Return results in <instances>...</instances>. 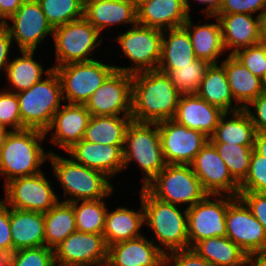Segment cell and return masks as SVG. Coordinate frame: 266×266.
Segmentation results:
<instances>
[{"mask_svg": "<svg viewBox=\"0 0 266 266\" xmlns=\"http://www.w3.org/2000/svg\"><path fill=\"white\" fill-rule=\"evenodd\" d=\"M208 195L239 196V183L231 176L215 146L208 141L190 164ZM223 191V193H222ZM228 193V194H227Z\"/></svg>", "mask_w": 266, "mask_h": 266, "instance_id": "obj_17", "label": "cell"}, {"mask_svg": "<svg viewBox=\"0 0 266 266\" xmlns=\"http://www.w3.org/2000/svg\"><path fill=\"white\" fill-rule=\"evenodd\" d=\"M123 148L124 145L96 144L82 139L66 152L74 162L113 177L124 169Z\"/></svg>", "mask_w": 266, "mask_h": 266, "instance_id": "obj_20", "label": "cell"}, {"mask_svg": "<svg viewBox=\"0 0 266 266\" xmlns=\"http://www.w3.org/2000/svg\"><path fill=\"white\" fill-rule=\"evenodd\" d=\"M9 19L12 20L11 27L8 22L4 25L20 51H36L41 40L54 31L37 0H25Z\"/></svg>", "mask_w": 266, "mask_h": 266, "instance_id": "obj_18", "label": "cell"}, {"mask_svg": "<svg viewBox=\"0 0 266 266\" xmlns=\"http://www.w3.org/2000/svg\"><path fill=\"white\" fill-rule=\"evenodd\" d=\"M153 126V127H152ZM154 128V129H153ZM124 169L136 161L141 167L143 188L166 166L157 123L131 121L123 148Z\"/></svg>", "mask_w": 266, "mask_h": 266, "instance_id": "obj_6", "label": "cell"}, {"mask_svg": "<svg viewBox=\"0 0 266 266\" xmlns=\"http://www.w3.org/2000/svg\"><path fill=\"white\" fill-rule=\"evenodd\" d=\"M254 150L266 158V132L256 133Z\"/></svg>", "mask_w": 266, "mask_h": 266, "instance_id": "obj_54", "label": "cell"}, {"mask_svg": "<svg viewBox=\"0 0 266 266\" xmlns=\"http://www.w3.org/2000/svg\"><path fill=\"white\" fill-rule=\"evenodd\" d=\"M11 35L4 24H0V71L1 68L6 70L9 64V50L12 43Z\"/></svg>", "mask_w": 266, "mask_h": 266, "instance_id": "obj_50", "label": "cell"}, {"mask_svg": "<svg viewBox=\"0 0 266 266\" xmlns=\"http://www.w3.org/2000/svg\"><path fill=\"white\" fill-rule=\"evenodd\" d=\"M144 222L167 252L189 248L187 208L181 212L176 205L155 198L145 187L140 191Z\"/></svg>", "mask_w": 266, "mask_h": 266, "instance_id": "obj_4", "label": "cell"}, {"mask_svg": "<svg viewBox=\"0 0 266 266\" xmlns=\"http://www.w3.org/2000/svg\"><path fill=\"white\" fill-rule=\"evenodd\" d=\"M131 1L138 4L141 0H131Z\"/></svg>", "mask_w": 266, "mask_h": 266, "instance_id": "obj_59", "label": "cell"}, {"mask_svg": "<svg viewBox=\"0 0 266 266\" xmlns=\"http://www.w3.org/2000/svg\"><path fill=\"white\" fill-rule=\"evenodd\" d=\"M230 114L233 118L226 121L224 119L229 113L226 112L222 115L209 141L254 146L256 130L245 109L230 112Z\"/></svg>", "mask_w": 266, "mask_h": 266, "instance_id": "obj_32", "label": "cell"}, {"mask_svg": "<svg viewBox=\"0 0 266 266\" xmlns=\"http://www.w3.org/2000/svg\"><path fill=\"white\" fill-rule=\"evenodd\" d=\"M10 130H7L5 127L0 125V154H1V150L3 148L4 145V140L7 136V134L9 133Z\"/></svg>", "mask_w": 266, "mask_h": 266, "instance_id": "obj_57", "label": "cell"}, {"mask_svg": "<svg viewBox=\"0 0 266 266\" xmlns=\"http://www.w3.org/2000/svg\"><path fill=\"white\" fill-rule=\"evenodd\" d=\"M131 121V116H91L83 139L96 144L124 145Z\"/></svg>", "mask_w": 266, "mask_h": 266, "instance_id": "obj_34", "label": "cell"}, {"mask_svg": "<svg viewBox=\"0 0 266 266\" xmlns=\"http://www.w3.org/2000/svg\"><path fill=\"white\" fill-rule=\"evenodd\" d=\"M259 37L261 43L266 44V10L259 15Z\"/></svg>", "mask_w": 266, "mask_h": 266, "instance_id": "obj_55", "label": "cell"}, {"mask_svg": "<svg viewBox=\"0 0 266 266\" xmlns=\"http://www.w3.org/2000/svg\"><path fill=\"white\" fill-rule=\"evenodd\" d=\"M47 78L17 93L23 129L46 132L61 107L62 85L55 69H46Z\"/></svg>", "mask_w": 266, "mask_h": 266, "instance_id": "obj_3", "label": "cell"}, {"mask_svg": "<svg viewBox=\"0 0 266 266\" xmlns=\"http://www.w3.org/2000/svg\"><path fill=\"white\" fill-rule=\"evenodd\" d=\"M166 264L168 266H213L206 259L199 256L192 248L171 251L169 254L166 253Z\"/></svg>", "mask_w": 266, "mask_h": 266, "instance_id": "obj_46", "label": "cell"}, {"mask_svg": "<svg viewBox=\"0 0 266 266\" xmlns=\"http://www.w3.org/2000/svg\"><path fill=\"white\" fill-rule=\"evenodd\" d=\"M52 28L84 17V0H37Z\"/></svg>", "mask_w": 266, "mask_h": 266, "instance_id": "obj_40", "label": "cell"}, {"mask_svg": "<svg viewBox=\"0 0 266 266\" xmlns=\"http://www.w3.org/2000/svg\"><path fill=\"white\" fill-rule=\"evenodd\" d=\"M49 159L54 174L63 186L64 196H71L63 202L98 200L109 196L113 185L103 172L91 169L74 162L71 158H64L50 151Z\"/></svg>", "mask_w": 266, "mask_h": 266, "instance_id": "obj_5", "label": "cell"}, {"mask_svg": "<svg viewBox=\"0 0 266 266\" xmlns=\"http://www.w3.org/2000/svg\"><path fill=\"white\" fill-rule=\"evenodd\" d=\"M45 217V246L55 249L66 237L77 230L73 205L69 202L56 203Z\"/></svg>", "mask_w": 266, "mask_h": 266, "instance_id": "obj_35", "label": "cell"}, {"mask_svg": "<svg viewBox=\"0 0 266 266\" xmlns=\"http://www.w3.org/2000/svg\"><path fill=\"white\" fill-rule=\"evenodd\" d=\"M205 60L196 59L189 65L174 70H160L169 76L171 83L181 94L197 93L209 67Z\"/></svg>", "mask_w": 266, "mask_h": 266, "instance_id": "obj_39", "label": "cell"}, {"mask_svg": "<svg viewBox=\"0 0 266 266\" xmlns=\"http://www.w3.org/2000/svg\"><path fill=\"white\" fill-rule=\"evenodd\" d=\"M58 73L63 100L70 104H86L94 91L116 70L97 60L53 66ZM65 94V95H64Z\"/></svg>", "mask_w": 266, "mask_h": 266, "instance_id": "obj_8", "label": "cell"}, {"mask_svg": "<svg viewBox=\"0 0 266 266\" xmlns=\"http://www.w3.org/2000/svg\"><path fill=\"white\" fill-rule=\"evenodd\" d=\"M207 17L216 18L217 23L193 26L189 17L182 27L188 32L196 58L217 64V57L225 52L221 25L214 15Z\"/></svg>", "mask_w": 266, "mask_h": 266, "instance_id": "obj_27", "label": "cell"}, {"mask_svg": "<svg viewBox=\"0 0 266 266\" xmlns=\"http://www.w3.org/2000/svg\"><path fill=\"white\" fill-rule=\"evenodd\" d=\"M0 250L13 253V243L10 227V209L7 203L0 201Z\"/></svg>", "mask_w": 266, "mask_h": 266, "instance_id": "obj_49", "label": "cell"}, {"mask_svg": "<svg viewBox=\"0 0 266 266\" xmlns=\"http://www.w3.org/2000/svg\"><path fill=\"white\" fill-rule=\"evenodd\" d=\"M117 40L135 67H115L129 74L155 70L161 60L163 30L143 25H132L130 30L118 35Z\"/></svg>", "mask_w": 266, "mask_h": 266, "instance_id": "obj_10", "label": "cell"}, {"mask_svg": "<svg viewBox=\"0 0 266 266\" xmlns=\"http://www.w3.org/2000/svg\"><path fill=\"white\" fill-rule=\"evenodd\" d=\"M91 116H131L132 74L115 70L85 104Z\"/></svg>", "mask_w": 266, "mask_h": 266, "instance_id": "obj_12", "label": "cell"}, {"mask_svg": "<svg viewBox=\"0 0 266 266\" xmlns=\"http://www.w3.org/2000/svg\"><path fill=\"white\" fill-rule=\"evenodd\" d=\"M262 89H263V92L266 93V73L264 77L262 78Z\"/></svg>", "mask_w": 266, "mask_h": 266, "instance_id": "obj_58", "label": "cell"}, {"mask_svg": "<svg viewBox=\"0 0 266 266\" xmlns=\"http://www.w3.org/2000/svg\"><path fill=\"white\" fill-rule=\"evenodd\" d=\"M90 118L91 114L84 104H63L62 109L59 108L54 114L45 133L55 129L52 131V142L66 151L84 138Z\"/></svg>", "mask_w": 266, "mask_h": 266, "instance_id": "obj_23", "label": "cell"}, {"mask_svg": "<svg viewBox=\"0 0 266 266\" xmlns=\"http://www.w3.org/2000/svg\"><path fill=\"white\" fill-rule=\"evenodd\" d=\"M25 0H0V24L7 22ZM3 19V20H1Z\"/></svg>", "mask_w": 266, "mask_h": 266, "instance_id": "obj_51", "label": "cell"}, {"mask_svg": "<svg viewBox=\"0 0 266 266\" xmlns=\"http://www.w3.org/2000/svg\"><path fill=\"white\" fill-rule=\"evenodd\" d=\"M181 93L169 76L158 70L132 74V111L136 122L158 123L173 119Z\"/></svg>", "mask_w": 266, "mask_h": 266, "instance_id": "obj_1", "label": "cell"}, {"mask_svg": "<svg viewBox=\"0 0 266 266\" xmlns=\"http://www.w3.org/2000/svg\"><path fill=\"white\" fill-rule=\"evenodd\" d=\"M226 237L246 254L266 253V232L246 204L236 197L227 207Z\"/></svg>", "mask_w": 266, "mask_h": 266, "instance_id": "obj_16", "label": "cell"}, {"mask_svg": "<svg viewBox=\"0 0 266 266\" xmlns=\"http://www.w3.org/2000/svg\"><path fill=\"white\" fill-rule=\"evenodd\" d=\"M245 265L246 266H266V253L246 254V257L244 260V266Z\"/></svg>", "mask_w": 266, "mask_h": 266, "instance_id": "obj_52", "label": "cell"}, {"mask_svg": "<svg viewBox=\"0 0 266 266\" xmlns=\"http://www.w3.org/2000/svg\"><path fill=\"white\" fill-rule=\"evenodd\" d=\"M166 164L190 165L209 138L200 131L188 129L175 120L157 123Z\"/></svg>", "mask_w": 266, "mask_h": 266, "instance_id": "obj_14", "label": "cell"}, {"mask_svg": "<svg viewBox=\"0 0 266 266\" xmlns=\"http://www.w3.org/2000/svg\"><path fill=\"white\" fill-rule=\"evenodd\" d=\"M261 15L266 10V0H222L215 14L244 13L253 15L256 11Z\"/></svg>", "mask_w": 266, "mask_h": 266, "instance_id": "obj_45", "label": "cell"}, {"mask_svg": "<svg viewBox=\"0 0 266 266\" xmlns=\"http://www.w3.org/2000/svg\"><path fill=\"white\" fill-rule=\"evenodd\" d=\"M5 190L4 201L8 207L14 209L46 213L59 202L42 171L9 181L5 185Z\"/></svg>", "mask_w": 266, "mask_h": 266, "instance_id": "obj_13", "label": "cell"}, {"mask_svg": "<svg viewBox=\"0 0 266 266\" xmlns=\"http://www.w3.org/2000/svg\"><path fill=\"white\" fill-rule=\"evenodd\" d=\"M238 197L251 210L253 216L261 223L266 232V194L239 192Z\"/></svg>", "mask_w": 266, "mask_h": 266, "instance_id": "obj_47", "label": "cell"}, {"mask_svg": "<svg viewBox=\"0 0 266 266\" xmlns=\"http://www.w3.org/2000/svg\"><path fill=\"white\" fill-rule=\"evenodd\" d=\"M145 188L155 198L174 205L187 203V208L208 195L190 165L166 164Z\"/></svg>", "mask_w": 266, "mask_h": 266, "instance_id": "obj_7", "label": "cell"}, {"mask_svg": "<svg viewBox=\"0 0 266 266\" xmlns=\"http://www.w3.org/2000/svg\"><path fill=\"white\" fill-rule=\"evenodd\" d=\"M10 253L0 250V266H9Z\"/></svg>", "mask_w": 266, "mask_h": 266, "instance_id": "obj_56", "label": "cell"}, {"mask_svg": "<svg viewBox=\"0 0 266 266\" xmlns=\"http://www.w3.org/2000/svg\"><path fill=\"white\" fill-rule=\"evenodd\" d=\"M0 125L6 129L11 126L13 131L22 130L17 93L11 90L0 92Z\"/></svg>", "mask_w": 266, "mask_h": 266, "instance_id": "obj_43", "label": "cell"}, {"mask_svg": "<svg viewBox=\"0 0 266 266\" xmlns=\"http://www.w3.org/2000/svg\"><path fill=\"white\" fill-rule=\"evenodd\" d=\"M239 192L266 194V158L255 150L252 152L248 174L239 184Z\"/></svg>", "mask_w": 266, "mask_h": 266, "instance_id": "obj_42", "label": "cell"}, {"mask_svg": "<svg viewBox=\"0 0 266 266\" xmlns=\"http://www.w3.org/2000/svg\"><path fill=\"white\" fill-rule=\"evenodd\" d=\"M143 235L108 246L106 266H163L166 250Z\"/></svg>", "mask_w": 266, "mask_h": 266, "instance_id": "obj_19", "label": "cell"}, {"mask_svg": "<svg viewBox=\"0 0 266 266\" xmlns=\"http://www.w3.org/2000/svg\"><path fill=\"white\" fill-rule=\"evenodd\" d=\"M248 105L255 107L254 113L249 109V106H246L244 109L255 126L256 133L266 132V93L262 92Z\"/></svg>", "mask_w": 266, "mask_h": 266, "instance_id": "obj_48", "label": "cell"}, {"mask_svg": "<svg viewBox=\"0 0 266 266\" xmlns=\"http://www.w3.org/2000/svg\"><path fill=\"white\" fill-rule=\"evenodd\" d=\"M56 66L93 60L91 52L102 43L100 32L85 18L54 28Z\"/></svg>", "mask_w": 266, "mask_h": 266, "instance_id": "obj_9", "label": "cell"}, {"mask_svg": "<svg viewBox=\"0 0 266 266\" xmlns=\"http://www.w3.org/2000/svg\"><path fill=\"white\" fill-rule=\"evenodd\" d=\"M225 162L231 176L240 184L248 174L254 146L211 142Z\"/></svg>", "mask_w": 266, "mask_h": 266, "instance_id": "obj_38", "label": "cell"}, {"mask_svg": "<svg viewBox=\"0 0 266 266\" xmlns=\"http://www.w3.org/2000/svg\"><path fill=\"white\" fill-rule=\"evenodd\" d=\"M210 197H214L215 201H210ZM235 198L224 194L220 198L219 195H207L187 208L189 248L207 238L226 236L227 207Z\"/></svg>", "mask_w": 266, "mask_h": 266, "instance_id": "obj_11", "label": "cell"}, {"mask_svg": "<svg viewBox=\"0 0 266 266\" xmlns=\"http://www.w3.org/2000/svg\"><path fill=\"white\" fill-rule=\"evenodd\" d=\"M13 252L45 246L44 213L10 208Z\"/></svg>", "mask_w": 266, "mask_h": 266, "instance_id": "obj_26", "label": "cell"}, {"mask_svg": "<svg viewBox=\"0 0 266 266\" xmlns=\"http://www.w3.org/2000/svg\"><path fill=\"white\" fill-rule=\"evenodd\" d=\"M9 266H56L54 250L42 246L14 251Z\"/></svg>", "mask_w": 266, "mask_h": 266, "instance_id": "obj_41", "label": "cell"}, {"mask_svg": "<svg viewBox=\"0 0 266 266\" xmlns=\"http://www.w3.org/2000/svg\"><path fill=\"white\" fill-rule=\"evenodd\" d=\"M218 18L225 49H231L229 55L241 49L261 43L259 37V16L251 14H214ZM233 48V49H232Z\"/></svg>", "mask_w": 266, "mask_h": 266, "instance_id": "obj_24", "label": "cell"}, {"mask_svg": "<svg viewBox=\"0 0 266 266\" xmlns=\"http://www.w3.org/2000/svg\"><path fill=\"white\" fill-rule=\"evenodd\" d=\"M221 64L236 103L244 109L263 92L262 79L255 76L234 55H229Z\"/></svg>", "mask_w": 266, "mask_h": 266, "instance_id": "obj_28", "label": "cell"}, {"mask_svg": "<svg viewBox=\"0 0 266 266\" xmlns=\"http://www.w3.org/2000/svg\"><path fill=\"white\" fill-rule=\"evenodd\" d=\"M255 76L262 79L266 73V44L259 43L233 54Z\"/></svg>", "mask_w": 266, "mask_h": 266, "instance_id": "obj_44", "label": "cell"}, {"mask_svg": "<svg viewBox=\"0 0 266 266\" xmlns=\"http://www.w3.org/2000/svg\"><path fill=\"white\" fill-rule=\"evenodd\" d=\"M20 52L22 55L9 62L5 70L7 79L16 93L31 88L42 79L44 72L41 64L33 59L35 51Z\"/></svg>", "mask_w": 266, "mask_h": 266, "instance_id": "obj_36", "label": "cell"}, {"mask_svg": "<svg viewBox=\"0 0 266 266\" xmlns=\"http://www.w3.org/2000/svg\"><path fill=\"white\" fill-rule=\"evenodd\" d=\"M45 135L44 131L37 129L9 131L0 154V173L6 175L5 185L16 178L41 172L40 165L50 154L44 153L40 145Z\"/></svg>", "mask_w": 266, "mask_h": 266, "instance_id": "obj_2", "label": "cell"}, {"mask_svg": "<svg viewBox=\"0 0 266 266\" xmlns=\"http://www.w3.org/2000/svg\"><path fill=\"white\" fill-rule=\"evenodd\" d=\"M135 212L125 207L114 211H106L105 226L103 230L107 247L115 243L142 236L139 229L144 223V208Z\"/></svg>", "mask_w": 266, "mask_h": 266, "instance_id": "obj_29", "label": "cell"}, {"mask_svg": "<svg viewBox=\"0 0 266 266\" xmlns=\"http://www.w3.org/2000/svg\"><path fill=\"white\" fill-rule=\"evenodd\" d=\"M84 17L101 33L113 24H137V4L131 0H85Z\"/></svg>", "mask_w": 266, "mask_h": 266, "instance_id": "obj_25", "label": "cell"}, {"mask_svg": "<svg viewBox=\"0 0 266 266\" xmlns=\"http://www.w3.org/2000/svg\"><path fill=\"white\" fill-rule=\"evenodd\" d=\"M192 249L213 266H244L246 253L226 236L201 240Z\"/></svg>", "mask_w": 266, "mask_h": 266, "instance_id": "obj_33", "label": "cell"}, {"mask_svg": "<svg viewBox=\"0 0 266 266\" xmlns=\"http://www.w3.org/2000/svg\"><path fill=\"white\" fill-rule=\"evenodd\" d=\"M189 17L187 0H141L137 4V23L165 32L182 27Z\"/></svg>", "mask_w": 266, "mask_h": 266, "instance_id": "obj_21", "label": "cell"}, {"mask_svg": "<svg viewBox=\"0 0 266 266\" xmlns=\"http://www.w3.org/2000/svg\"><path fill=\"white\" fill-rule=\"evenodd\" d=\"M103 200H87L81 204L79 201L71 202L77 231L103 235L107 211Z\"/></svg>", "mask_w": 266, "mask_h": 266, "instance_id": "obj_37", "label": "cell"}, {"mask_svg": "<svg viewBox=\"0 0 266 266\" xmlns=\"http://www.w3.org/2000/svg\"><path fill=\"white\" fill-rule=\"evenodd\" d=\"M108 247L101 234L75 231L55 249L56 266H106Z\"/></svg>", "mask_w": 266, "mask_h": 266, "instance_id": "obj_15", "label": "cell"}, {"mask_svg": "<svg viewBox=\"0 0 266 266\" xmlns=\"http://www.w3.org/2000/svg\"><path fill=\"white\" fill-rule=\"evenodd\" d=\"M224 113L196 93L181 94L173 120L188 129L200 131L210 138Z\"/></svg>", "mask_w": 266, "mask_h": 266, "instance_id": "obj_22", "label": "cell"}, {"mask_svg": "<svg viewBox=\"0 0 266 266\" xmlns=\"http://www.w3.org/2000/svg\"><path fill=\"white\" fill-rule=\"evenodd\" d=\"M200 98L210 105L218 107L225 113H230L243 109L241 106H233L234 97L227 81L224 66L221 64H210L205 77L201 82L198 92Z\"/></svg>", "mask_w": 266, "mask_h": 266, "instance_id": "obj_30", "label": "cell"}, {"mask_svg": "<svg viewBox=\"0 0 266 266\" xmlns=\"http://www.w3.org/2000/svg\"><path fill=\"white\" fill-rule=\"evenodd\" d=\"M168 31L167 36L163 30L161 60L157 69L174 70L178 66L189 65L196 60L188 32L183 27L169 29Z\"/></svg>", "mask_w": 266, "mask_h": 266, "instance_id": "obj_31", "label": "cell"}, {"mask_svg": "<svg viewBox=\"0 0 266 266\" xmlns=\"http://www.w3.org/2000/svg\"><path fill=\"white\" fill-rule=\"evenodd\" d=\"M189 1L190 0H187V7L190 11ZM196 1L208 5L205 9H203L207 16V15H214L219 10L222 0H196Z\"/></svg>", "mask_w": 266, "mask_h": 266, "instance_id": "obj_53", "label": "cell"}]
</instances>
